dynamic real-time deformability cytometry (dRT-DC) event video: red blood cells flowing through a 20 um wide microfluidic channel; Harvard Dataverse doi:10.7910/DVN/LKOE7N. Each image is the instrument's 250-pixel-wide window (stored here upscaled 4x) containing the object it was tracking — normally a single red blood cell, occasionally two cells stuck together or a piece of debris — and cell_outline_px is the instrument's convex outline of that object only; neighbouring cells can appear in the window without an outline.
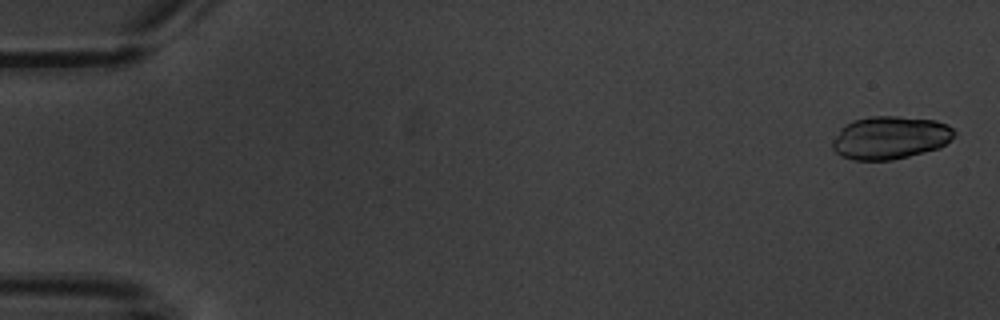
{"species": "common noctule bat (a hibernating species)", "species_latin": "Nyctalus noctula", "temperature_condition": "warm", "stored_images_in_passage": 6, "camera_frame_rate_fps": 3000, "um_per_image_px": 0.085, "animal": {"sex": "male", "body_mass_g": 20.1, "forearm_length_mm": 53.5}, "frame": {"image": 1, "passage_image": 1, "time_ms": 0.0, "image_size_px": [1000, 320], "cell_outline_px": [[956, 132], [940, 148], [892, 160], [852, 160], [840, 156], [832, 148], [832, 140], [840, 128], [852, 120], [872, 116], [896, 116], [936, 120], [948, 124]], "centroid_in_image_um": [75.62, 11.7], "position_along_channel_um": 9.4, "area_um2": 30.58}}